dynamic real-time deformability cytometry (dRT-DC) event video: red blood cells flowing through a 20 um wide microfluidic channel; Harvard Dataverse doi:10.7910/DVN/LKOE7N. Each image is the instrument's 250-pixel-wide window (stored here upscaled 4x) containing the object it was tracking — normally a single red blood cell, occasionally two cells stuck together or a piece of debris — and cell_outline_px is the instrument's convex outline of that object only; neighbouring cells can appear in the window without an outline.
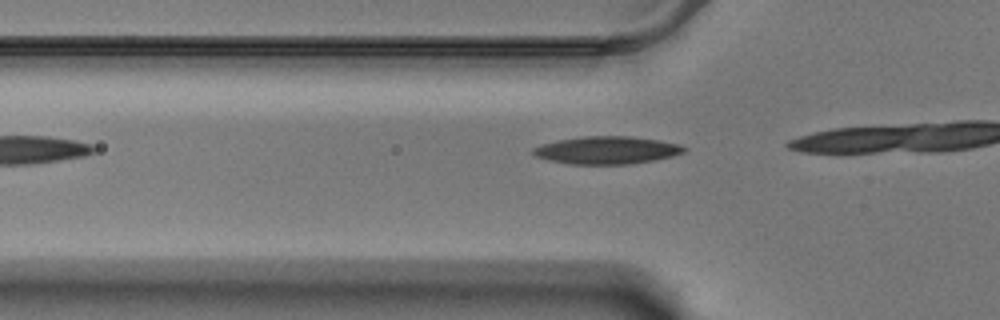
{"species": "Egyptian fruit bat (a non-hibernating species)", "species_latin": "Rousettus aegyptiacus", "temperature_condition": "warm", "stored_images_in_passage": 5, "camera_frame_rate_fps": 3000, "um_per_image_px": 0.085, "animal": {"sex": "male"}, "frame": {"image": 1, "passage_image": 2, "time_ms": 0.333, "image_size_px": [1000, 320], "cell_outline_px": [[688, 148], [684, 152], [672, 156], [652, 160], [628, 164], [568, 164], [536, 156], [532, 152], [532, 148], [540, 144], [556, 140], [584, 136], [632, 136], [660, 140], [680, 144]], "centroid_in_image_um": [51.59, 12.75], "position_along_channel_um": 74.2, "area_um2": 24.33}}